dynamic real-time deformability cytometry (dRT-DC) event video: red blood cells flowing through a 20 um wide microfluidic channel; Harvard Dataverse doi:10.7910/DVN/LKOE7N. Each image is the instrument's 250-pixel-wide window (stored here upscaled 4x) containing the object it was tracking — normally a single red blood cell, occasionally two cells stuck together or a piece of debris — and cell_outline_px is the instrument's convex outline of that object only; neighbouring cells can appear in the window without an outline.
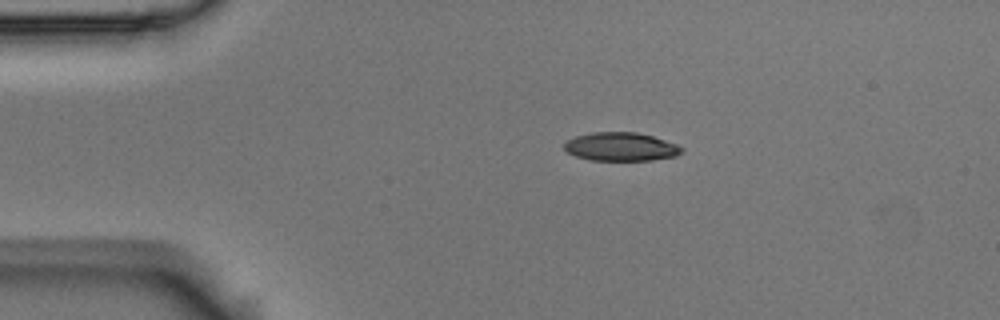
{"species": "Egyptian fruit bat (a non-hibernating species)", "species_latin": "Rousettus aegyptiacus", "temperature_condition": "room temperature", "stored_images_in_passage": 3, "camera_frame_rate_fps": 3000, "um_per_image_px": 0.085, "animal": {"sex": "male"}, "frame": {"image": 1, "passage_image": 1, "time_ms": 0.0, "image_size_px": [1000, 320], "cell_outline_px": [[684, 152], [676, 156], [652, 160], [588, 160], [576, 156], [568, 152], [564, 148], [564, 144], [568, 140], [576, 136], [592, 132], [636, 132], [652, 136], [676, 144], [684, 148]], "centroid_in_image_um": [52.79, 12.47], "position_along_channel_um": 32.2, "area_um2": 19.48}}
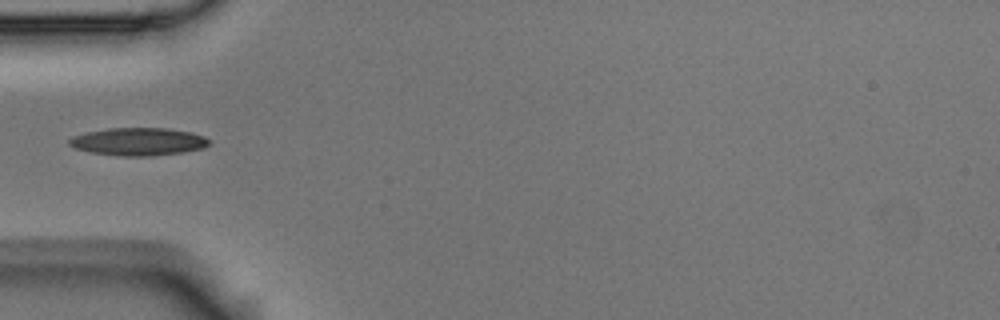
{"frame": {"image": 2, "passage_image": 3, "time_ms": 0.667, "image_size_px": [1000, 320], "cell_outline_px": [[212, 144], [204, 148], [184, 152], [152, 156], [120, 156], [92, 152], [76, 148], [68, 144], [68, 140], [76, 136], [88, 132], [108, 128], [168, 128], [188, 132], [204, 136], [212, 140]], "centroid_in_image_um": [11.84, 12.04], "position_along_channel_um": 73.2, "area_um2": 22.6}}